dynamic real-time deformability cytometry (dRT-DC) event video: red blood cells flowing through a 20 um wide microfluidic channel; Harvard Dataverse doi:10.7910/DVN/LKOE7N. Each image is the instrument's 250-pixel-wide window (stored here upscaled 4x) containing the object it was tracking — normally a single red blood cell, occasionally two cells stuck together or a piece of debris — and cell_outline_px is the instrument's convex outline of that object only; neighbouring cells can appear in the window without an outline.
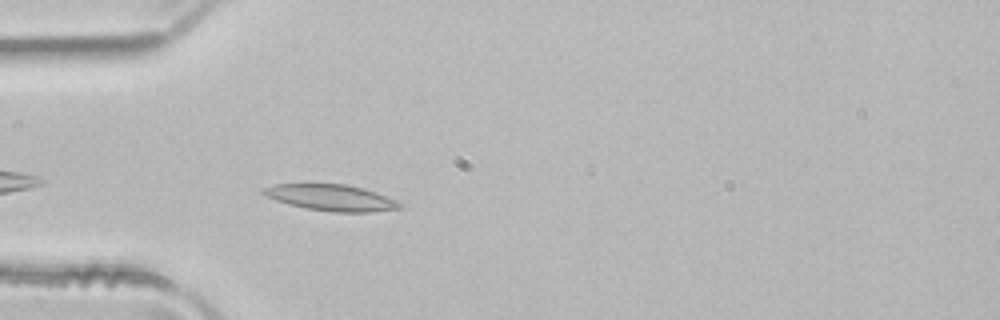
{"species": "common noctule bat (a hibernating species)", "species_latin": "Nyctalus noctula", "temperature_condition": "room temperature", "stored_images_in_passage": 9, "camera_frame_rate_fps": 3000, "um_per_image_px": 0.085, "animal": {"sex": "male", "body_mass_g": 21.5, "forearm_length_mm": 52.0}, "frame": {"image": 1, "passage_image": 3, "time_ms": 0.667, "image_size_px": [1000, 320], "cell_outline_px": [[404, 204], [400, 208], [372, 212], [332, 212], [304, 208], [288, 204], [276, 200], [260, 192], [260, 188], [276, 184], [348, 184], [364, 188], [396, 200]], "centroid_in_image_um": [28.14, 16.8], "position_along_channel_um": 56.9, "area_um2": 20.92}}